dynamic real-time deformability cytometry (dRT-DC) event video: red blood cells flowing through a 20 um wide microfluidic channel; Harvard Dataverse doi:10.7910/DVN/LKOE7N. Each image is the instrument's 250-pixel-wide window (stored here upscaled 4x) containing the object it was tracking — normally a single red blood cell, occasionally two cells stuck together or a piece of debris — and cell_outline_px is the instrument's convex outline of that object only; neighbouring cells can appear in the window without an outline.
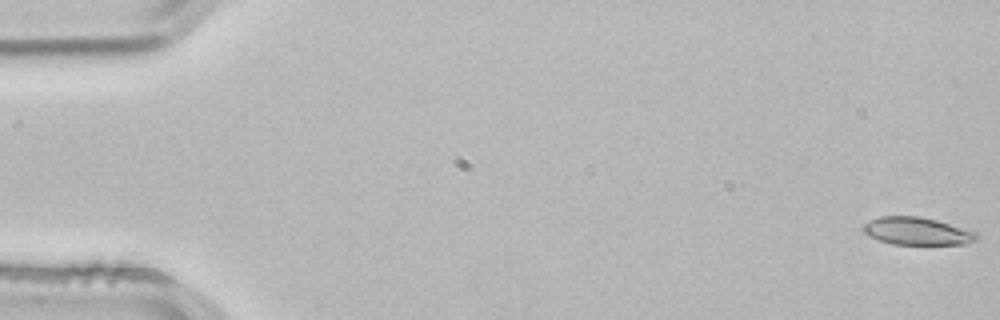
{"species": "common noctule bat (a hibernating species)", "species_latin": "Nyctalus noctula", "temperature_condition": "room temperature", "stored_images_in_passage": 53, "camera_frame_rate_fps": 3000, "um_per_image_px": 0.085, "animal": {"sex": "male", "body_mass_g": 21.5, "forearm_length_mm": 52.0}, "frame": {"image": 1, "passage_image": 1, "time_ms": 0.0, "image_size_px": [1000, 320], "cell_outline_px": [[980, 236], [976, 240], [968, 244], [892, 244], [868, 236], [860, 228], [864, 224], [880, 216], [920, 216], [936, 220], [976, 232]], "centroid_in_image_um": [77.94, 19.65], "position_along_channel_um": 7.1, "area_um2": 18.21}}
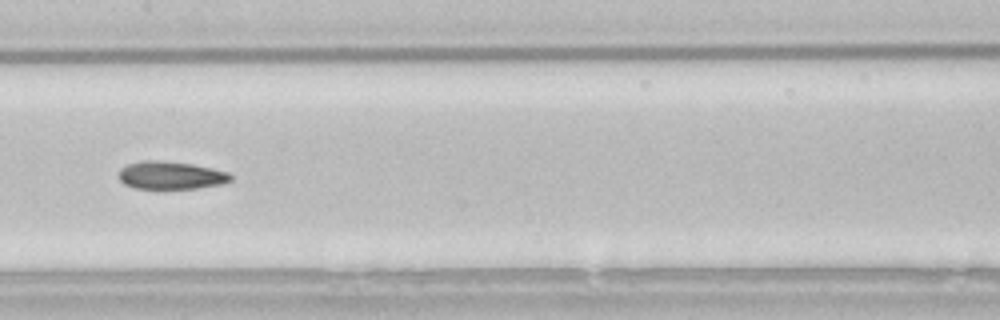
{"frame": {"image": 2, "passage_image": 27, "time_ms": 8.667, "image_size_px": [1000, 320], "cell_outline_px": [[232, 180], [220, 184], [196, 188], [136, 188], [124, 184], [120, 180], [120, 168], [128, 164], [144, 160], [156, 160], [192, 164], [212, 168], [228, 172], [232, 176]], "centroid_in_image_um": [14.52, 14.89], "position_along_channel_um": 192.9, "area_um2": 17.92}}
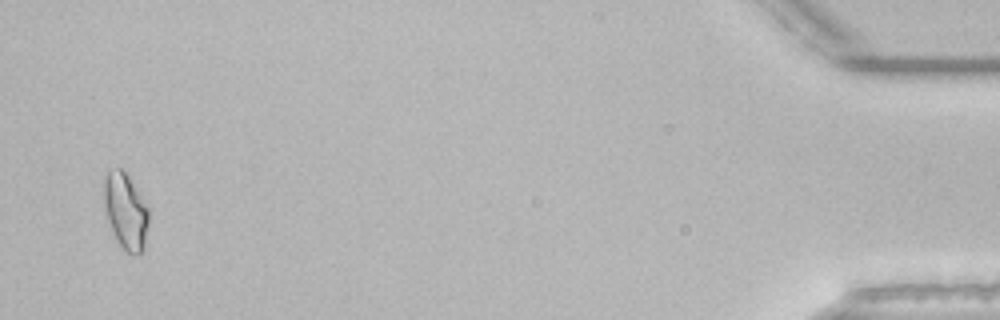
{"frame": {"image": 3, "passage_image": 52, "time_ms": 17.0, "image_size_px": [1000, 320], "cell_outline_px": [[148, 224], [144, 248], [140, 256], [132, 256], [124, 252], [116, 240], [112, 232], [104, 212], [104, 176], [112, 168], [120, 168], [128, 176], [148, 208]], "centroid_in_image_um": [10.66, 18.03], "position_along_channel_um": 424.5, "area_um2": 20.11}, "authors_computed_cell_mechanics": {"area_um2": 18.4382, "velocity_mm_per_s": 3.8451, "shape_relaxation_time_tau1_ms": null, "shape_relaxation_time_tau2_ms": 5.5082, "deformation_change_tau1": null, "deformation_change_tau2": 0.132}}